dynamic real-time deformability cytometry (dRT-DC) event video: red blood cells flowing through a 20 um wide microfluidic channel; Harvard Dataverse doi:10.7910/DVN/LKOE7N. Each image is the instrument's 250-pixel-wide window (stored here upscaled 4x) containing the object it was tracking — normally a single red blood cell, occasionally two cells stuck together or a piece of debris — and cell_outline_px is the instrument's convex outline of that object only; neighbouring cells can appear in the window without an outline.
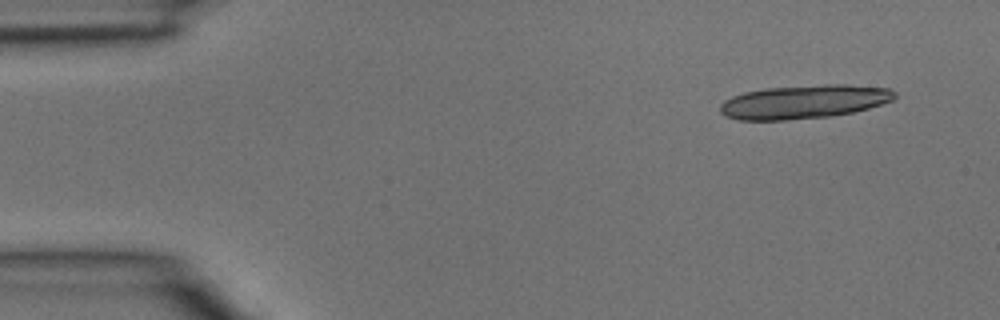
{"species": "common noctule bat (a hibernating species)", "species_latin": "Nyctalus noctula", "temperature_condition": "room temperature", "stored_images_in_passage": 4, "camera_frame_rate_fps": 3000, "um_per_image_px": 0.085, "animal": {"sex": "male", "body_mass_g": 15.6}, "frame": {"image": 1, "passage_image": 1, "time_ms": 0.0, "image_size_px": [1000, 320], "cell_outline_px": [[896, 96], [892, 100], [868, 108], [852, 112], [832, 116], [784, 120], [740, 120], [724, 116], [720, 112], [720, 104], [724, 100], [732, 96], [744, 92], [764, 88], [824, 84], [848, 84], [888, 88], [896, 92]], "centroid_in_image_um": [68.31, 8.64], "position_along_channel_um": 16.7, "area_um2": 34.39}}
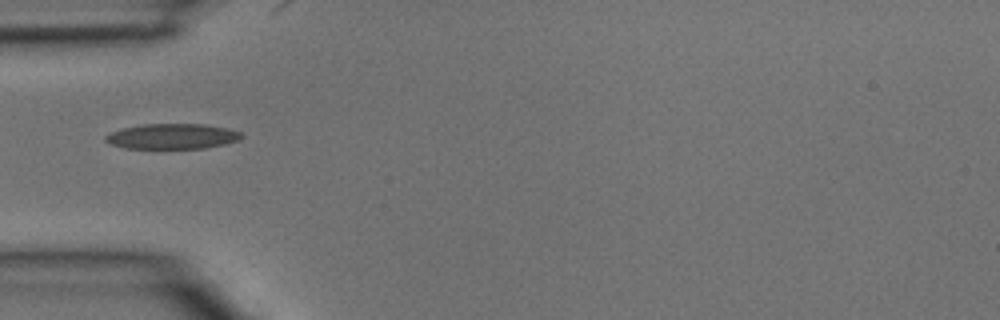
{"frame": {"image": 2, "passage_image": 3, "time_ms": 0.667, "image_size_px": [1000, 320], "cell_outline_px": [[244, 136], [240, 140], [224, 144], [204, 148], [124, 148], [112, 144], [104, 140], [104, 136], [112, 132], [124, 128], [144, 124], [204, 124], [228, 128], [240, 132]], "centroid_in_image_um": [14.68, 11.58], "position_along_channel_um": 70.3, "area_um2": 19.94}}
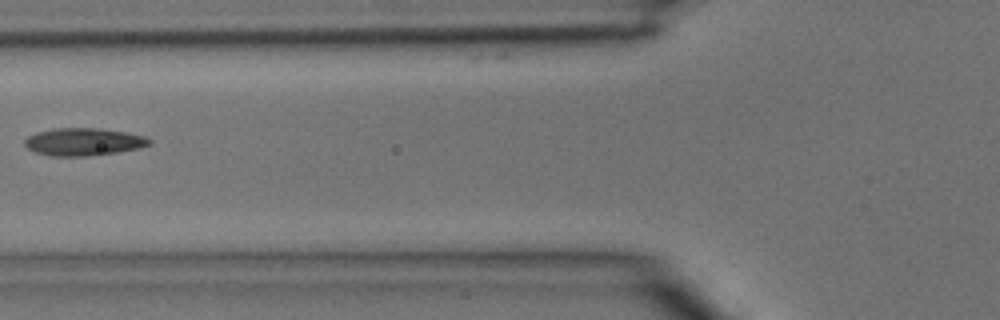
{"frame": {"image": 3, "passage_image": 4, "time_ms": 1.0, "image_size_px": [1000, 320], "cell_outline_px": [[152, 144], [140, 148], [116, 152], [88, 156], [52, 156], [36, 152], [28, 148], [24, 144], [24, 140], [28, 136], [36, 132], [56, 128], [100, 128], [124, 132], [144, 136], [152, 140]], "centroid_in_image_um": [7.11, 12.05], "position_along_channel_um": 118.7, "area_um2": 20.0}}